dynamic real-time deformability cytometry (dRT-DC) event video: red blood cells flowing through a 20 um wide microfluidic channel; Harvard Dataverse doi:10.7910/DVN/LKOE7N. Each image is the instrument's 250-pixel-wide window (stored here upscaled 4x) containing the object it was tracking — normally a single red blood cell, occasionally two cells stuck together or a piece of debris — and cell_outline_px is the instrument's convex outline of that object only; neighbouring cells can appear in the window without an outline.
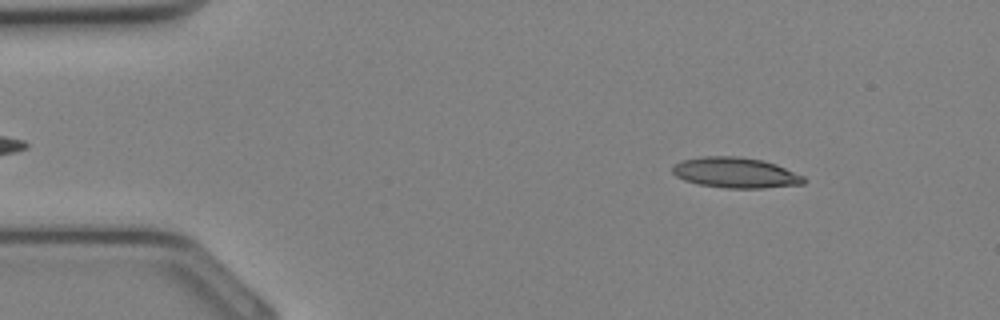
{"species": "Egyptian fruit bat (a non-hibernating species)", "species_latin": "Rousettus aegyptiacus", "temperature_condition": "cold", "stored_images_in_passage": 33, "camera_frame_rate_fps": 3000, "um_per_image_px": 0.085, "animal": {"sex": "female"}, "frame": {"image": 1, "passage_image": 4, "time_ms": 1.0, "image_size_px": [1000, 320], "cell_outline_px": [[808, 180], [804, 184], [764, 188], [724, 188], [700, 184], [684, 180], [676, 176], [672, 172], [672, 168], [680, 160], [700, 156], [740, 156], [764, 160], [776, 164], [804, 176]], "centroid_in_image_um": [62.54, 14.67], "position_along_channel_um": 22.5, "area_um2": 23.58}}
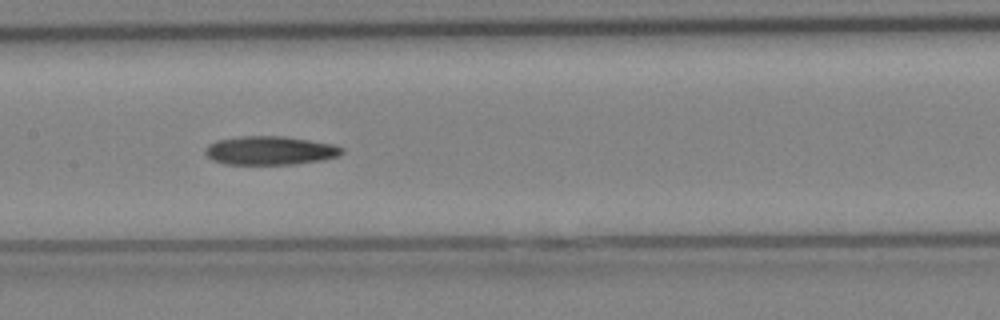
{"frame": {"image": 2, "passage_image": 16, "time_ms": 5.0, "image_size_px": [1000, 320], "cell_outline_px": [[344, 152], [336, 156], [320, 160], [292, 164], [224, 164], [212, 160], [204, 152], [204, 148], [208, 144], [216, 140], [244, 136], [284, 136], [332, 144], [344, 148]], "centroid_in_image_um": [22.9, 12.79], "position_along_channel_um": 184.5, "area_um2": 22.72}}
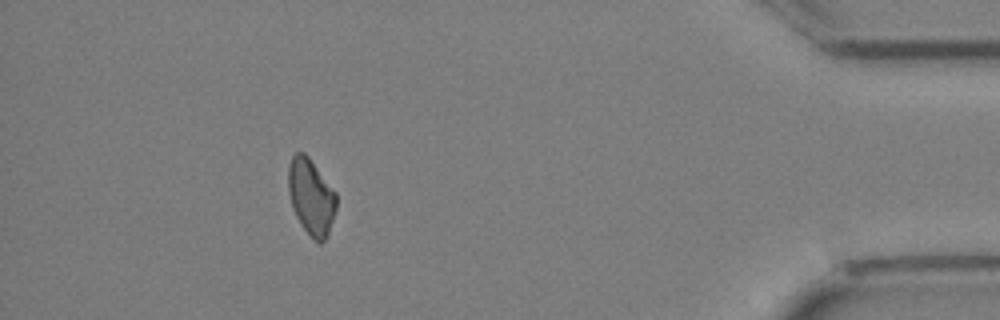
{"frame": {"image": 3, "passage_image": 30, "time_ms": 9.667, "image_size_px": [1000, 320], "cell_outline_px": [[336, 208], [328, 236], [320, 244], [300, 224], [292, 208], [288, 192], [288, 168], [292, 156], [296, 152], [304, 152], [308, 156], [336, 192]], "centroid_in_image_um": [26.44, 16.71], "position_along_channel_um": 408.8, "area_um2": 21.21}}